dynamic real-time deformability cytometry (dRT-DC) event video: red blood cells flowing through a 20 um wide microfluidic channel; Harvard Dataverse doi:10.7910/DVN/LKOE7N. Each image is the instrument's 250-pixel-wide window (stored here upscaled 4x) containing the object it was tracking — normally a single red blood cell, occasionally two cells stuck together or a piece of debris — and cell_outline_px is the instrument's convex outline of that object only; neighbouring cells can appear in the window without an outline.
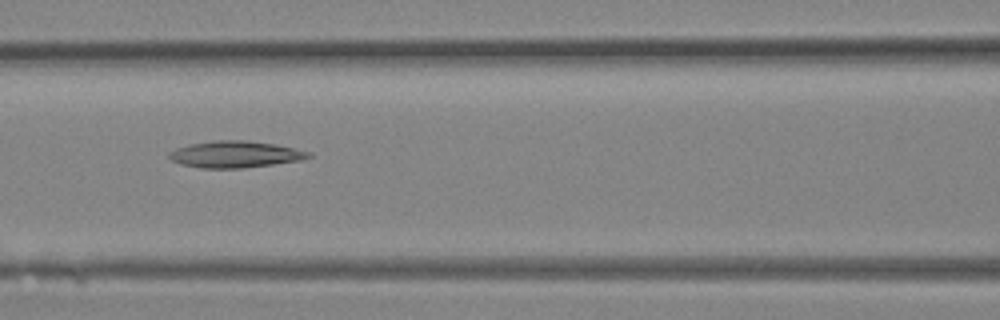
{"species": "Egyptian fruit bat (a non-hibernating species)", "species_latin": "Rousettus aegyptiacus", "temperature_condition": "room temperature", "stored_images_in_passage": 31, "camera_frame_rate_fps": 3000, "um_per_image_px": 0.085, "animal": {"sex": "female"}, "frame": {"image": 1, "passage_image": 13, "time_ms": 4.0, "image_size_px": [1000, 320], "cell_outline_px": [[312, 156], [300, 160], [244, 168], [200, 168], [180, 164], [172, 160], [168, 156], [168, 152], [176, 148], [188, 144], [216, 140], [248, 140], [272, 144], [312, 152]], "centroid_in_image_um": [19.94, 13.12], "position_along_channel_um": 146.7, "area_um2": 21.56}}
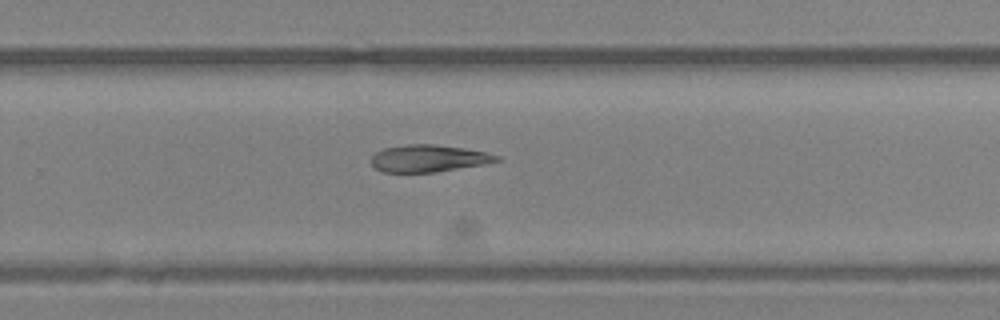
{"frame": {"image": 2, "passage_image": 20, "time_ms": 6.333, "image_size_px": [1000, 320], "cell_outline_px": [[500, 160], [488, 164], [436, 172], [384, 172], [376, 168], [372, 164], [372, 156], [376, 152], [384, 148], [408, 144], [432, 144], [464, 148], [484, 152], [500, 156]], "centroid_in_image_um": [36.46, 13.47], "position_along_channel_um": 293.3, "area_um2": 19.77}}
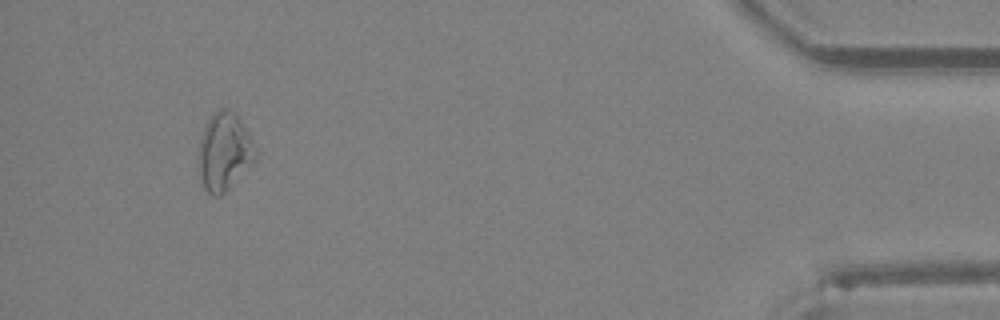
{"frame": {"image": 3, "passage_image": 29, "time_ms": 9.333, "image_size_px": [1000, 320], "cell_outline_px": [[256, 160], [220, 196], [212, 196], [204, 188], [200, 180], [196, 156], [200, 140], [204, 128], [212, 112], [220, 108], [228, 108], [236, 116], [248, 136], [256, 152]], "centroid_in_image_um": [18.99, 12.92], "position_along_channel_um": 416.2, "area_um2": 25.49}}